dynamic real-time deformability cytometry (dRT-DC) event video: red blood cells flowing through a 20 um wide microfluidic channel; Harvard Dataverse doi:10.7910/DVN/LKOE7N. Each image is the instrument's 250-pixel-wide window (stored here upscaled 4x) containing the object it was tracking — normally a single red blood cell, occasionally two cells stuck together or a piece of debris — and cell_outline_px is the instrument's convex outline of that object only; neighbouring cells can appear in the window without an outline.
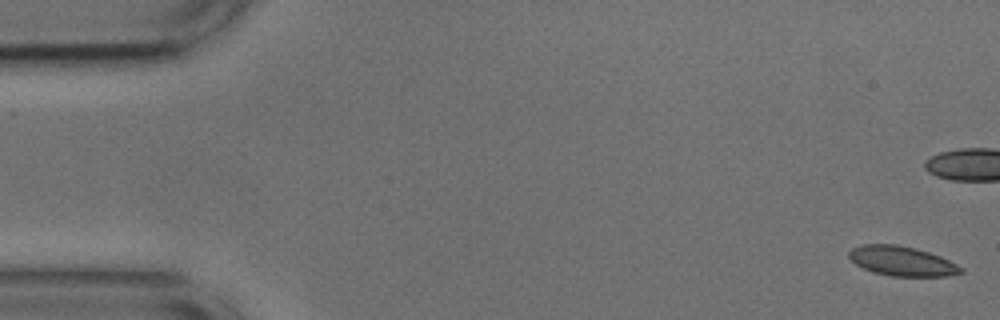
{"species": "common noctule bat (a hibernating species)", "species_latin": "Nyctalus noctula", "temperature_condition": "cold", "stored_images_in_passage": 54, "camera_frame_rate_fps": 3000, "um_per_image_px": 0.085, "animal": {"sex": "male", "body_mass_g": 17.9, "forearm_length_mm": 54.2}, "frame": {"image": 1, "passage_image": 1, "time_ms": 0.0, "image_size_px": [1000, 320], "cell_outline_px": [[964, 272], [948, 276], [892, 276], [872, 272], [856, 264], [848, 256], [848, 252], [852, 248], [860, 244], [896, 244], [916, 248], [940, 256], [964, 268]], "centroid_in_image_um": [76.66, 22.19], "position_along_channel_um": 8.3, "area_um2": 19.36}, "authors_computed_cell_mechanics": {"area_um2": 19.4786, "velocity_mm_per_s": 3.6943, "shape_relaxation_time_tau1_ms": 3.9043, "shape_relaxation_time_tau2_ms": 1.5159, "deformation_change_tau1": 0.1023, "deformation_change_tau2": 0.0621}}